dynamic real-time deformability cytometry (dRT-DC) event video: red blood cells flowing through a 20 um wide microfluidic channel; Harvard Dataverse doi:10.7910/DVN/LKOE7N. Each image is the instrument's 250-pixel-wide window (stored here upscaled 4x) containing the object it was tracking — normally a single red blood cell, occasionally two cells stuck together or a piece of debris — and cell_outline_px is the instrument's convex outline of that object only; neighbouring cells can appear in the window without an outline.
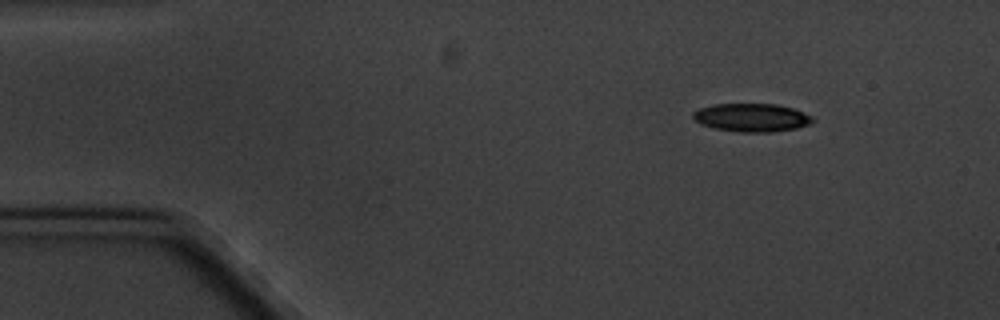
{"species": "common noctule bat (a hibernating species)", "species_latin": "Nyctalus noctula", "temperature_condition": "cold", "stored_images_in_passage": 6, "camera_frame_rate_fps": 3000, "um_per_image_px": 0.085, "animal": {"sex": "male", "body_mass_g": 20.1, "forearm_length_mm": 53.5}, "frame": {"image": 1, "passage_image": 1, "time_ms": 0.0, "image_size_px": [1000, 320], "cell_outline_px": [[816, 120], [812, 124], [796, 128], [772, 132], [740, 132], [716, 128], [700, 124], [692, 116], [692, 112], [700, 108], [716, 104], [776, 104], [792, 108], [804, 112], [812, 116]], "centroid_in_image_um": [63.93, 9.99], "position_along_channel_um": 21.1, "area_um2": 19.71}}
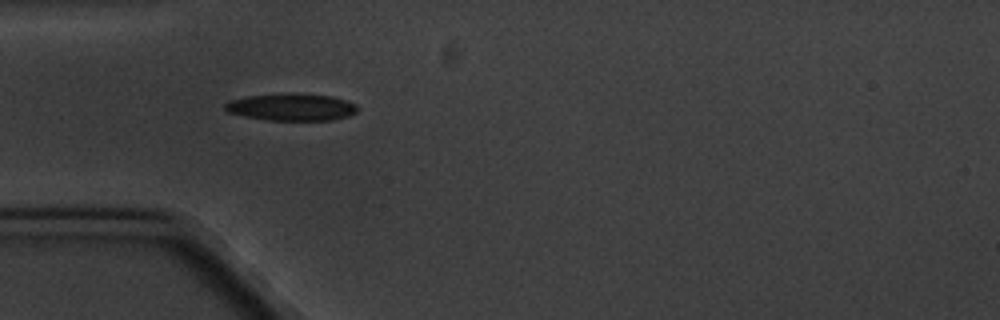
{"frame": {"image": 2, "passage_image": 4, "time_ms": 3.333, "image_size_px": [1000, 320], "cell_outline_px": [[356, 112], [348, 116], [332, 120], [268, 120], [228, 112], [224, 108], [224, 104], [228, 100], [248, 96], [296, 92], [332, 96], [356, 104]], "centroid_in_image_um": [24.77, 9.08], "position_along_channel_um": 60.2, "area_um2": 20.92}}